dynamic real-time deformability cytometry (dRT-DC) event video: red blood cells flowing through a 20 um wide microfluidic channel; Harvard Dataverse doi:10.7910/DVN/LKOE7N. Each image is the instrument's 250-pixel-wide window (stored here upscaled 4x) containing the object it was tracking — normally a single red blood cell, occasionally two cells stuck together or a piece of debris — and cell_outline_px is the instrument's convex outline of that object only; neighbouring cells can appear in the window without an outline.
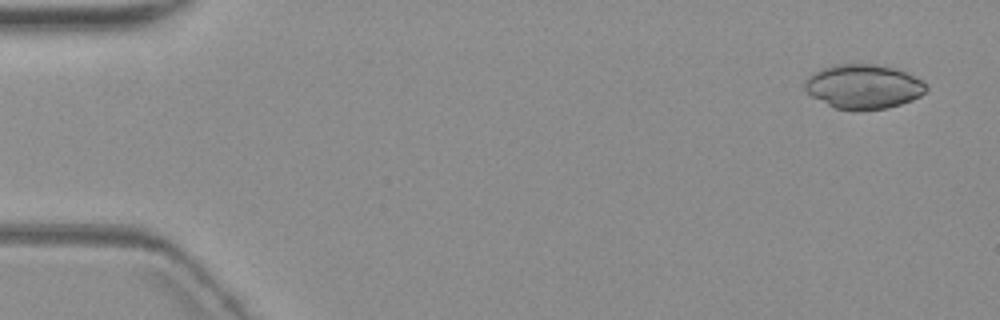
{"species": "common noctule bat (a hibernating species)", "species_latin": "Nyctalus noctula", "temperature_condition": "warm", "stored_images_in_passage": 4, "segment_of_instrument_passage": [2, 2], "camera_frame_rate_fps": 3000, "um_per_image_px": 0.085, "animal": {"sex": "female", "body_mass_g": 19.3, "forearm_length_mm": 54.1}, "frame": {"image": 1, "passage_image": 4, "time_ms": 4.667, "image_size_px": [1000, 320], "cell_outline_px": [[928, 88], [920, 96], [912, 100], [888, 108], [836, 108], [812, 96], [804, 88], [804, 80], [808, 76], [820, 68], [832, 64], [876, 64], [896, 68], [928, 84]], "centroid_in_image_um": [73.38, 7.32], "position_along_channel_um": 11.6, "area_um2": 30.92}}